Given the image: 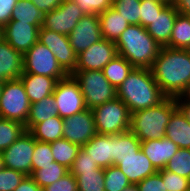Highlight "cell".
Segmentation results:
<instances>
[{
    "label": "cell",
    "mask_w": 190,
    "mask_h": 191,
    "mask_svg": "<svg viewBox=\"0 0 190 191\" xmlns=\"http://www.w3.org/2000/svg\"><path fill=\"white\" fill-rule=\"evenodd\" d=\"M150 70L166 97L189 93L190 55L185 49L162 47Z\"/></svg>",
    "instance_id": "6da1fadb"
},
{
    "label": "cell",
    "mask_w": 190,
    "mask_h": 191,
    "mask_svg": "<svg viewBox=\"0 0 190 191\" xmlns=\"http://www.w3.org/2000/svg\"><path fill=\"white\" fill-rule=\"evenodd\" d=\"M116 90L117 97L127 105L131 114L153 107L166 98L148 68L134 67Z\"/></svg>",
    "instance_id": "7a4b0ae2"
},
{
    "label": "cell",
    "mask_w": 190,
    "mask_h": 191,
    "mask_svg": "<svg viewBox=\"0 0 190 191\" xmlns=\"http://www.w3.org/2000/svg\"><path fill=\"white\" fill-rule=\"evenodd\" d=\"M117 54L135 68L153 65L162 48L141 25H129L115 42Z\"/></svg>",
    "instance_id": "3957f363"
},
{
    "label": "cell",
    "mask_w": 190,
    "mask_h": 191,
    "mask_svg": "<svg viewBox=\"0 0 190 191\" xmlns=\"http://www.w3.org/2000/svg\"><path fill=\"white\" fill-rule=\"evenodd\" d=\"M177 109L176 99L166 97L159 104L131 114L129 130L142 142L165 137L167 124Z\"/></svg>",
    "instance_id": "277c9868"
},
{
    "label": "cell",
    "mask_w": 190,
    "mask_h": 191,
    "mask_svg": "<svg viewBox=\"0 0 190 191\" xmlns=\"http://www.w3.org/2000/svg\"><path fill=\"white\" fill-rule=\"evenodd\" d=\"M97 134L117 135L129 130L131 112L118 97L92 109Z\"/></svg>",
    "instance_id": "5b68a950"
},
{
    "label": "cell",
    "mask_w": 190,
    "mask_h": 191,
    "mask_svg": "<svg viewBox=\"0 0 190 191\" xmlns=\"http://www.w3.org/2000/svg\"><path fill=\"white\" fill-rule=\"evenodd\" d=\"M71 75L79 83L87 109H93L117 97L116 88L107 80L103 71H74Z\"/></svg>",
    "instance_id": "8992f818"
},
{
    "label": "cell",
    "mask_w": 190,
    "mask_h": 191,
    "mask_svg": "<svg viewBox=\"0 0 190 191\" xmlns=\"http://www.w3.org/2000/svg\"><path fill=\"white\" fill-rule=\"evenodd\" d=\"M29 111L30 102L21 79L5 81L0 95V118L25 125Z\"/></svg>",
    "instance_id": "52a82bcc"
},
{
    "label": "cell",
    "mask_w": 190,
    "mask_h": 191,
    "mask_svg": "<svg viewBox=\"0 0 190 191\" xmlns=\"http://www.w3.org/2000/svg\"><path fill=\"white\" fill-rule=\"evenodd\" d=\"M23 59V73L49 76L57 81L68 75L51 50L39 41L23 55Z\"/></svg>",
    "instance_id": "ba28073f"
},
{
    "label": "cell",
    "mask_w": 190,
    "mask_h": 191,
    "mask_svg": "<svg viewBox=\"0 0 190 191\" xmlns=\"http://www.w3.org/2000/svg\"><path fill=\"white\" fill-rule=\"evenodd\" d=\"M53 96L61 118L71 117L87 109L79 83L71 74L57 81Z\"/></svg>",
    "instance_id": "9c48e42d"
},
{
    "label": "cell",
    "mask_w": 190,
    "mask_h": 191,
    "mask_svg": "<svg viewBox=\"0 0 190 191\" xmlns=\"http://www.w3.org/2000/svg\"><path fill=\"white\" fill-rule=\"evenodd\" d=\"M35 149V139L29 131H25L14 143L3 150L4 167L31 175L32 156Z\"/></svg>",
    "instance_id": "30bf717a"
},
{
    "label": "cell",
    "mask_w": 190,
    "mask_h": 191,
    "mask_svg": "<svg viewBox=\"0 0 190 191\" xmlns=\"http://www.w3.org/2000/svg\"><path fill=\"white\" fill-rule=\"evenodd\" d=\"M38 41L48 47L59 65L67 74H72L77 66V54L73 50L67 35L41 27Z\"/></svg>",
    "instance_id": "8fae6325"
},
{
    "label": "cell",
    "mask_w": 190,
    "mask_h": 191,
    "mask_svg": "<svg viewBox=\"0 0 190 191\" xmlns=\"http://www.w3.org/2000/svg\"><path fill=\"white\" fill-rule=\"evenodd\" d=\"M84 15L73 0H64L56 9L44 14L42 27L68 36Z\"/></svg>",
    "instance_id": "7c38bea8"
},
{
    "label": "cell",
    "mask_w": 190,
    "mask_h": 191,
    "mask_svg": "<svg viewBox=\"0 0 190 191\" xmlns=\"http://www.w3.org/2000/svg\"><path fill=\"white\" fill-rule=\"evenodd\" d=\"M97 134L92 109L63 118V138L71 143L85 145Z\"/></svg>",
    "instance_id": "4fadbf2b"
},
{
    "label": "cell",
    "mask_w": 190,
    "mask_h": 191,
    "mask_svg": "<svg viewBox=\"0 0 190 191\" xmlns=\"http://www.w3.org/2000/svg\"><path fill=\"white\" fill-rule=\"evenodd\" d=\"M117 55L115 42L103 38L78 54L75 71H102Z\"/></svg>",
    "instance_id": "5bb4252c"
},
{
    "label": "cell",
    "mask_w": 190,
    "mask_h": 191,
    "mask_svg": "<svg viewBox=\"0 0 190 191\" xmlns=\"http://www.w3.org/2000/svg\"><path fill=\"white\" fill-rule=\"evenodd\" d=\"M68 37L77 55L89 48L92 44L103 39L99 16L96 14L84 15Z\"/></svg>",
    "instance_id": "9a60e30c"
},
{
    "label": "cell",
    "mask_w": 190,
    "mask_h": 191,
    "mask_svg": "<svg viewBox=\"0 0 190 191\" xmlns=\"http://www.w3.org/2000/svg\"><path fill=\"white\" fill-rule=\"evenodd\" d=\"M40 28L32 24L10 20L3 26V39L24 55L38 41Z\"/></svg>",
    "instance_id": "2e32d148"
},
{
    "label": "cell",
    "mask_w": 190,
    "mask_h": 191,
    "mask_svg": "<svg viewBox=\"0 0 190 191\" xmlns=\"http://www.w3.org/2000/svg\"><path fill=\"white\" fill-rule=\"evenodd\" d=\"M116 166L126 175L131 184H137L158 172L141 149L132 156L120 158Z\"/></svg>",
    "instance_id": "e0dca14e"
},
{
    "label": "cell",
    "mask_w": 190,
    "mask_h": 191,
    "mask_svg": "<svg viewBox=\"0 0 190 191\" xmlns=\"http://www.w3.org/2000/svg\"><path fill=\"white\" fill-rule=\"evenodd\" d=\"M179 12L176 8L168 3L157 15L152 23L146 27L148 34L161 46L169 44L176 16Z\"/></svg>",
    "instance_id": "ac0fdd59"
},
{
    "label": "cell",
    "mask_w": 190,
    "mask_h": 191,
    "mask_svg": "<svg viewBox=\"0 0 190 191\" xmlns=\"http://www.w3.org/2000/svg\"><path fill=\"white\" fill-rule=\"evenodd\" d=\"M178 149V145L166 137L141 142L142 152L157 170L164 169Z\"/></svg>",
    "instance_id": "d6986e66"
},
{
    "label": "cell",
    "mask_w": 190,
    "mask_h": 191,
    "mask_svg": "<svg viewBox=\"0 0 190 191\" xmlns=\"http://www.w3.org/2000/svg\"><path fill=\"white\" fill-rule=\"evenodd\" d=\"M23 54L2 39L0 41V82L20 79L23 74Z\"/></svg>",
    "instance_id": "ffe728a7"
},
{
    "label": "cell",
    "mask_w": 190,
    "mask_h": 191,
    "mask_svg": "<svg viewBox=\"0 0 190 191\" xmlns=\"http://www.w3.org/2000/svg\"><path fill=\"white\" fill-rule=\"evenodd\" d=\"M20 79L23 82L30 104L52 95L57 83L55 78L29 73H23Z\"/></svg>",
    "instance_id": "44dd1931"
},
{
    "label": "cell",
    "mask_w": 190,
    "mask_h": 191,
    "mask_svg": "<svg viewBox=\"0 0 190 191\" xmlns=\"http://www.w3.org/2000/svg\"><path fill=\"white\" fill-rule=\"evenodd\" d=\"M82 148L101 168L113 165V135L96 134Z\"/></svg>",
    "instance_id": "7402d4cb"
},
{
    "label": "cell",
    "mask_w": 190,
    "mask_h": 191,
    "mask_svg": "<svg viewBox=\"0 0 190 191\" xmlns=\"http://www.w3.org/2000/svg\"><path fill=\"white\" fill-rule=\"evenodd\" d=\"M165 137L173 141L179 148L190 149V123L178 108L170 117Z\"/></svg>",
    "instance_id": "603a6c76"
},
{
    "label": "cell",
    "mask_w": 190,
    "mask_h": 191,
    "mask_svg": "<svg viewBox=\"0 0 190 191\" xmlns=\"http://www.w3.org/2000/svg\"><path fill=\"white\" fill-rule=\"evenodd\" d=\"M102 37L116 42L130 25L113 7L98 14Z\"/></svg>",
    "instance_id": "cb8c5ba5"
},
{
    "label": "cell",
    "mask_w": 190,
    "mask_h": 191,
    "mask_svg": "<svg viewBox=\"0 0 190 191\" xmlns=\"http://www.w3.org/2000/svg\"><path fill=\"white\" fill-rule=\"evenodd\" d=\"M29 132L35 140L51 143L63 138V118L53 116L49 119L36 123Z\"/></svg>",
    "instance_id": "d4e9b609"
},
{
    "label": "cell",
    "mask_w": 190,
    "mask_h": 191,
    "mask_svg": "<svg viewBox=\"0 0 190 191\" xmlns=\"http://www.w3.org/2000/svg\"><path fill=\"white\" fill-rule=\"evenodd\" d=\"M141 149V141L130 130L113 135V165L120 158L134 155Z\"/></svg>",
    "instance_id": "484cf974"
},
{
    "label": "cell",
    "mask_w": 190,
    "mask_h": 191,
    "mask_svg": "<svg viewBox=\"0 0 190 191\" xmlns=\"http://www.w3.org/2000/svg\"><path fill=\"white\" fill-rule=\"evenodd\" d=\"M53 116H58V110L52 94L44 97L41 101L30 104L25 128L29 131L36 123L43 122Z\"/></svg>",
    "instance_id": "4316f807"
},
{
    "label": "cell",
    "mask_w": 190,
    "mask_h": 191,
    "mask_svg": "<svg viewBox=\"0 0 190 191\" xmlns=\"http://www.w3.org/2000/svg\"><path fill=\"white\" fill-rule=\"evenodd\" d=\"M50 144L54 161L70 170L81 146L64 138Z\"/></svg>",
    "instance_id": "83f0119b"
},
{
    "label": "cell",
    "mask_w": 190,
    "mask_h": 191,
    "mask_svg": "<svg viewBox=\"0 0 190 191\" xmlns=\"http://www.w3.org/2000/svg\"><path fill=\"white\" fill-rule=\"evenodd\" d=\"M11 20L42 27L44 14L29 0H18L11 15Z\"/></svg>",
    "instance_id": "f1b7e54d"
},
{
    "label": "cell",
    "mask_w": 190,
    "mask_h": 191,
    "mask_svg": "<svg viewBox=\"0 0 190 191\" xmlns=\"http://www.w3.org/2000/svg\"><path fill=\"white\" fill-rule=\"evenodd\" d=\"M133 68L124 57L117 55L102 71L107 80L117 89L128 77Z\"/></svg>",
    "instance_id": "f546056e"
},
{
    "label": "cell",
    "mask_w": 190,
    "mask_h": 191,
    "mask_svg": "<svg viewBox=\"0 0 190 191\" xmlns=\"http://www.w3.org/2000/svg\"><path fill=\"white\" fill-rule=\"evenodd\" d=\"M190 45V16L178 13L167 47L186 49Z\"/></svg>",
    "instance_id": "4dcf8cb0"
},
{
    "label": "cell",
    "mask_w": 190,
    "mask_h": 191,
    "mask_svg": "<svg viewBox=\"0 0 190 191\" xmlns=\"http://www.w3.org/2000/svg\"><path fill=\"white\" fill-rule=\"evenodd\" d=\"M69 172L68 168L54 161L50 165L41 166L38 170H31L30 177L43 189Z\"/></svg>",
    "instance_id": "1f68e13d"
},
{
    "label": "cell",
    "mask_w": 190,
    "mask_h": 191,
    "mask_svg": "<svg viewBox=\"0 0 190 191\" xmlns=\"http://www.w3.org/2000/svg\"><path fill=\"white\" fill-rule=\"evenodd\" d=\"M71 173L76 178L78 191H105L104 169Z\"/></svg>",
    "instance_id": "d6a6232c"
},
{
    "label": "cell",
    "mask_w": 190,
    "mask_h": 191,
    "mask_svg": "<svg viewBox=\"0 0 190 191\" xmlns=\"http://www.w3.org/2000/svg\"><path fill=\"white\" fill-rule=\"evenodd\" d=\"M25 131L24 124L14 120L0 118V152L7 149Z\"/></svg>",
    "instance_id": "836d02e7"
},
{
    "label": "cell",
    "mask_w": 190,
    "mask_h": 191,
    "mask_svg": "<svg viewBox=\"0 0 190 191\" xmlns=\"http://www.w3.org/2000/svg\"><path fill=\"white\" fill-rule=\"evenodd\" d=\"M140 3L141 0H113L112 7L130 25H140Z\"/></svg>",
    "instance_id": "e575fe53"
},
{
    "label": "cell",
    "mask_w": 190,
    "mask_h": 191,
    "mask_svg": "<svg viewBox=\"0 0 190 191\" xmlns=\"http://www.w3.org/2000/svg\"><path fill=\"white\" fill-rule=\"evenodd\" d=\"M164 169L190 179V149L179 148Z\"/></svg>",
    "instance_id": "d590c367"
},
{
    "label": "cell",
    "mask_w": 190,
    "mask_h": 191,
    "mask_svg": "<svg viewBox=\"0 0 190 191\" xmlns=\"http://www.w3.org/2000/svg\"><path fill=\"white\" fill-rule=\"evenodd\" d=\"M131 183L126 175L116 165L104 168V187L105 191H122Z\"/></svg>",
    "instance_id": "8d00e7d4"
},
{
    "label": "cell",
    "mask_w": 190,
    "mask_h": 191,
    "mask_svg": "<svg viewBox=\"0 0 190 191\" xmlns=\"http://www.w3.org/2000/svg\"><path fill=\"white\" fill-rule=\"evenodd\" d=\"M171 1L141 0L140 3V25L148 27L152 20L160 15L161 10Z\"/></svg>",
    "instance_id": "74e56055"
},
{
    "label": "cell",
    "mask_w": 190,
    "mask_h": 191,
    "mask_svg": "<svg viewBox=\"0 0 190 191\" xmlns=\"http://www.w3.org/2000/svg\"><path fill=\"white\" fill-rule=\"evenodd\" d=\"M31 160V170H38L41 166H47L54 162L51 144L35 140V149Z\"/></svg>",
    "instance_id": "f35d334b"
},
{
    "label": "cell",
    "mask_w": 190,
    "mask_h": 191,
    "mask_svg": "<svg viewBox=\"0 0 190 191\" xmlns=\"http://www.w3.org/2000/svg\"><path fill=\"white\" fill-rule=\"evenodd\" d=\"M167 191H187L190 188V179L165 169L158 170Z\"/></svg>",
    "instance_id": "ab89813d"
},
{
    "label": "cell",
    "mask_w": 190,
    "mask_h": 191,
    "mask_svg": "<svg viewBox=\"0 0 190 191\" xmlns=\"http://www.w3.org/2000/svg\"><path fill=\"white\" fill-rule=\"evenodd\" d=\"M25 177L22 172L3 167L0 170V191H14Z\"/></svg>",
    "instance_id": "60d3db41"
},
{
    "label": "cell",
    "mask_w": 190,
    "mask_h": 191,
    "mask_svg": "<svg viewBox=\"0 0 190 191\" xmlns=\"http://www.w3.org/2000/svg\"><path fill=\"white\" fill-rule=\"evenodd\" d=\"M87 14H100L112 7L113 0H73Z\"/></svg>",
    "instance_id": "b9f144b4"
},
{
    "label": "cell",
    "mask_w": 190,
    "mask_h": 191,
    "mask_svg": "<svg viewBox=\"0 0 190 191\" xmlns=\"http://www.w3.org/2000/svg\"><path fill=\"white\" fill-rule=\"evenodd\" d=\"M95 169H104L96 164V161L90 157V154L81 147L74 163L69 170L70 172H88L94 171Z\"/></svg>",
    "instance_id": "7bdbcfd3"
},
{
    "label": "cell",
    "mask_w": 190,
    "mask_h": 191,
    "mask_svg": "<svg viewBox=\"0 0 190 191\" xmlns=\"http://www.w3.org/2000/svg\"><path fill=\"white\" fill-rule=\"evenodd\" d=\"M42 191H78L76 178L71 172L48 185Z\"/></svg>",
    "instance_id": "ee69618b"
},
{
    "label": "cell",
    "mask_w": 190,
    "mask_h": 191,
    "mask_svg": "<svg viewBox=\"0 0 190 191\" xmlns=\"http://www.w3.org/2000/svg\"><path fill=\"white\" fill-rule=\"evenodd\" d=\"M136 185L139 191H167L163 179L158 172L146 177Z\"/></svg>",
    "instance_id": "f6af8a7d"
},
{
    "label": "cell",
    "mask_w": 190,
    "mask_h": 191,
    "mask_svg": "<svg viewBox=\"0 0 190 191\" xmlns=\"http://www.w3.org/2000/svg\"><path fill=\"white\" fill-rule=\"evenodd\" d=\"M18 0H0V26L3 27L11 20V15Z\"/></svg>",
    "instance_id": "bcb514c9"
},
{
    "label": "cell",
    "mask_w": 190,
    "mask_h": 191,
    "mask_svg": "<svg viewBox=\"0 0 190 191\" xmlns=\"http://www.w3.org/2000/svg\"><path fill=\"white\" fill-rule=\"evenodd\" d=\"M64 0H32L34 5L43 13L46 14L56 9Z\"/></svg>",
    "instance_id": "7dc6e473"
},
{
    "label": "cell",
    "mask_w": 190,
    "mask_h": 191,
    "mask_svg": "<svg viewBox=\"0 0 190 191\" xmlns=\"http://www.w3.org/2000/svg\"><path fill=\"white\" fill-rule=\"evenodd\" d=\"M177 108L187 118L190 123V95L186 94L183 96L176 97Z\"/></svg>",
    "instance_id": "c3c4849f"
},
{
    "label": "cell",
    "mask_w": 190,
    "mask_h": 191,
    "mask_svg": "<svg viewBox=\"0 0 190 191\" xmlns=\"http://www.w3.org/2000/svg\"><path fill=\"white\" fill-rule=\"evenodd\" d=\"M14 191H42V188L30 176H26Z\"/></svg>",
    "instance_id": "681fc988"
},
{
    "label": "cell",
    "mask_w": 190,
    "mask_h": 191,
    "mask_svg": "<svg viewBox=\"0 0 190 191\" xmlns=\"http://www.w3.org/2000/svg\"><path fill=\"white\" fill-rule=\"evenodd\" d=\"M170 3L180 14L190 16V0H171Z\"/></svg>",
    "instance_id": "f907efd6"
},
{
    "label": "cell",
    "mask_w": 190,
    "mask_h": 191,
    "mask_svg": "<svg viewBox=\"0 0 190 191\" xmlns=\"http://www.w3.org/2000/svg\"><path fill=\"white\" fill-rule=\"evenodd\" d=\"M122 191H139L136 184H130L128 187L124 188Z\"/></svg>",
    "instance_id": "816d5d0a"
},
{
    "label": "cell",
    "mask_w": 190,
    "mask_h": 191,
    "mask_svg": "<svg viewBox=\"0 0 190 191\" xmlns=\"http://www.w3.org/2000/svg\"><path fill=\"white\" fill-rule=\"evenodd\" d=\"M4 167L3 165V157H2V153L0 152V170Z\"/></svg>",
    "instance_id": "f5cc1de1"
},
{
    "label": "cell",
    "mask_w": 190,
    "mask_h": 191,
    "mask_svg": "<svg viewBox=\"0 0 190 191\" xmlns=\"http://www.w3.org/2000/svg\"><path fill=\"white\" fill-rule=\"evenodd\" d=\"M3 39V27L0 26V41Z\"/></svg>",
    "instance_id": "db71d44e"
},
{
    "label": "cell",
    "mask_w": 190,
    "mask_h": 191,
    "mask_svg": "<svg viewBox=\"0 0 190 191\" xmlns=\"http://www.w3.org/2000/svg\"><path fill=\"white\" fill-rule=\"evenodd\" d=\"M190 55V45L185 49Z\"/></svg>",
    "instance_id": "11a10c76"
},
{
    "label": "cell",
    "mask_w": 190,
    "mask_h": 191,
    "mask_svg": "<svg viewBox=\"0 0 190 191\" xmlns=\"http://www.w3.org/2000/svg\"><path fill=\"white\" fill-rule=\"evenodd\" d=\"M4 82H0V95H1V90Z\"/></svg>",
    "instance_id": "9f6ffc18"
},
{
    "label": "cell",
    "mask_w": 190,
    "mask_h": 191,
    "mask_svg": "<svg viewBox=\"0 0 190 191\" xmlns=\"http://www.w3.org/2000/svg\"><path fill=\"white\" fill-rule=\"evenodd\" d=\"M155 1H171V0H155Z\"/></svg>",
    "instance_id": "6f0895ef"
}]
</instances>
